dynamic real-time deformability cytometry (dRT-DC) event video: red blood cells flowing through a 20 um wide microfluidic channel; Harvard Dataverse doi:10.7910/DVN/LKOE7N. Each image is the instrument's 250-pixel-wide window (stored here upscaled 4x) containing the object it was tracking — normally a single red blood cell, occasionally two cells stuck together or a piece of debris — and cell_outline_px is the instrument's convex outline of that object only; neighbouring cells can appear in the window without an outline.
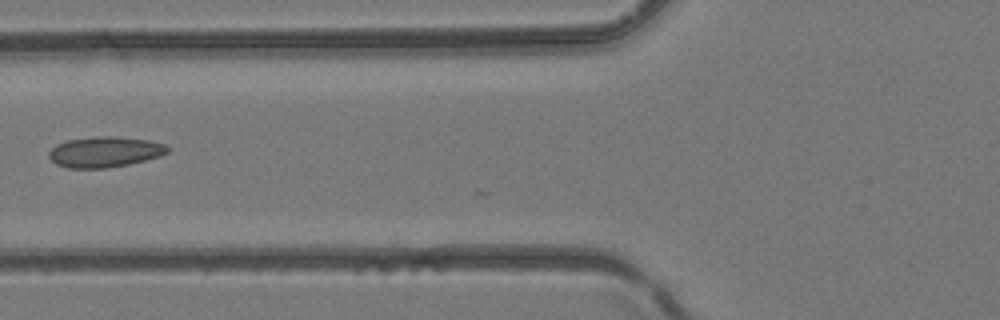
{"species": "common noctule bat (a hibernating species)", "species_latin": "Nyctalus noctula", "temperature_condition": "room temperature", "stored_images_in_passage": 4, "camera_frame_rate_fps": 3000, "um_per_image_px": 0.085, "animal": {"sex": "female", "body_mass_g": 24.6, "forearm_length_mm": 56.2}, "frame": {"image": 1, "passage_image": 4, "time_ms": 1.0, "image_size_px": [1000, 320], "cell_outline_px": [[168, 152], [160, 156], [128, 164], [104, 168], [68, 168], [56, 164], [48, 156], [48, 152], [56, 144], [68, 140], [96, 136], [116, 136], [148, 140], [164, 144], [168, 148]], "centroid_in_image_um": [8.88, 12.91], "position_along_channel_um": 116.9, "area_um2": 21.04}}